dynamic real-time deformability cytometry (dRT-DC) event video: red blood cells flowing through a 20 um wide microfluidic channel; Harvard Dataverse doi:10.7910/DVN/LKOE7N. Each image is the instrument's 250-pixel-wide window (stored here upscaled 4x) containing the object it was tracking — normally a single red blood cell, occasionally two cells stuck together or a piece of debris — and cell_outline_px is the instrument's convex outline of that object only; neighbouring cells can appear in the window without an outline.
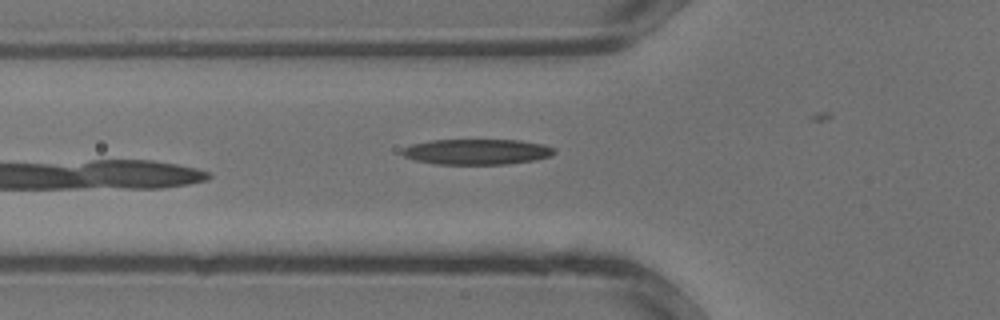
{"species": "common noctule bat (a hibernating species)", "species_latin": "Nyctalus noctula", "temperature_condition": "warm", "stored_images_in_passage": 10, "camera_frame_rate_fps": 3000, "um_per_image_px": 0.085, "animal": {"sex": "male", "body_mass_g": 13.3}, "frame": {"image": 1, "passage_image": 10, "time_ms": 3.0, "image_size_px": [1000, 320], "cell_outline_px": [[556, 152], [552, 156], [536, 160], [508, 164], [436, 164], [416, 160], [404, 156], [400, 152], [404, 148], [412, 144], [432, 140], [520, 140], [544, 144], [556, 148]], "centroid_in_image_um": [40.6, 12.9], "position_along_channel_um": 85.2, "area_um2": 22.77}}